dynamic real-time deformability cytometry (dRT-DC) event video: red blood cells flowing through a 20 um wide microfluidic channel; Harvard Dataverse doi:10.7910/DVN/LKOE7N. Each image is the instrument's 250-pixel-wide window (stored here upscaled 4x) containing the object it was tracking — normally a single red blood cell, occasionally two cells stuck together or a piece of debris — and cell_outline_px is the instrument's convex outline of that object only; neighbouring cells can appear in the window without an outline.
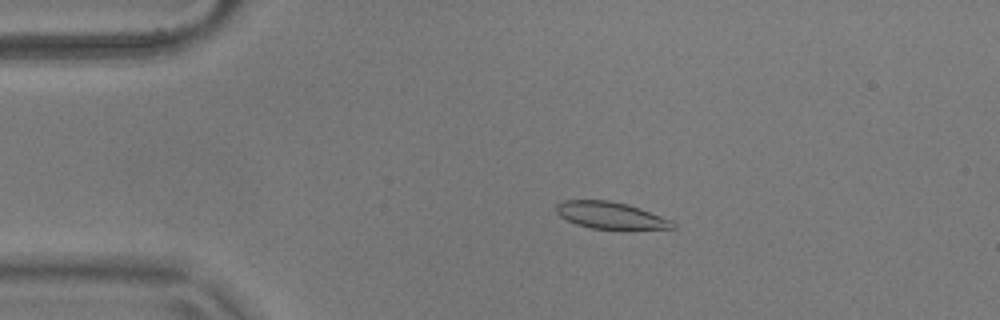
{"species": "common noctule bat (a hibernating species)", "species_latin": "Nyctalus noctula", "temperature_condition": "warm", "stored_images_in_passage": 19, "camera_frame_rate_fps": 3000, "um_per_image_px": 0.085, "animal": {"sex": "male", "body_mass_g": 17.9}, "frame": {"image": 1, "passage_image": 11, "time_ms": 3.333, "image_size_px": [1000, 320], "cell_outline_px": [[676, 228], [592, 228], [576, 224], [560, 216], [556, 212], [556, 204], [564, 200], [608, 200], [628, 204], [640, 208], [672, 220], [676, 224]], "centroid_in_image_um": [51.88, 18.28], "position_along_channel_um": 33.1, "area_um2": 17.92}}